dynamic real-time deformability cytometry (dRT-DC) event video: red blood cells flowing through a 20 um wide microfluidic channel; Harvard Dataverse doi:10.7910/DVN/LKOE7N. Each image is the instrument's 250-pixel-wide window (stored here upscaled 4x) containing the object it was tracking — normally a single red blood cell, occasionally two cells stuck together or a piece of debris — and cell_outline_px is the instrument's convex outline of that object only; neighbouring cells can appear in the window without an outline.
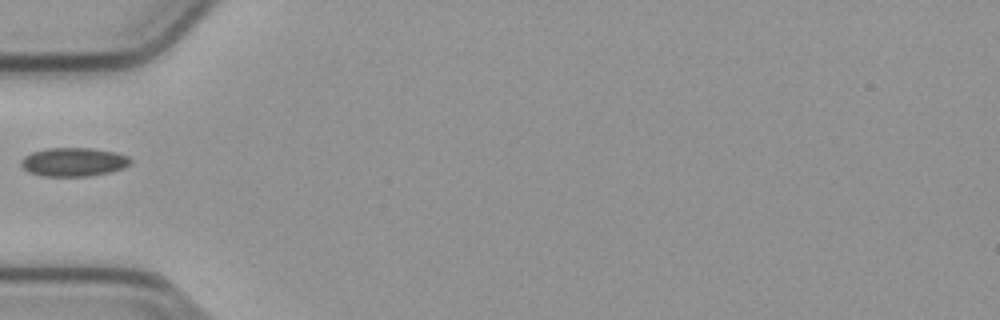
{"species": "common noctule bat (a hibernating species)", "species_latin": "Nyctalus noctula", "temperature_condition": "cold", "stored_images_in_passage": 37, "camera_frame_rate_fps": 3000, "um_per_image_px": 0.085, "animal": {"sex": "male", "body_mass_g": 23.1, "forearm_length_mm": 52.7}, "frame": {"image": 1, "passage_image": 1, "time_ms": 0.0, "image_size_px": [1000, 320], "cell_outline_px": [[132, 164], [124, 168], [108, 172], [88, 176], [44, 176], [28, 172], [20, 164], [20, 160], [24, 156], [32, 152], [48, 148], [92, 148], [116, 152], [128, 156], [132, 160]], "centroid_in_image_um": [6.27, 13.76], "position_along_channel_um": 78.7, "area_um2": 18.38}}
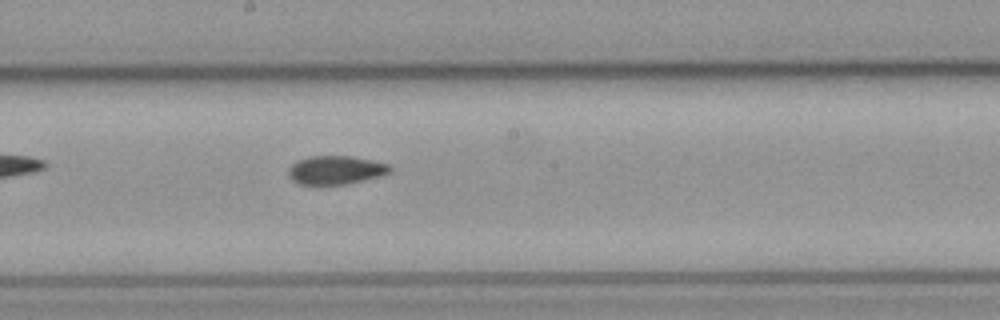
{"frame": {"image": 2, "passage_image": 12, "time_ms": 3.667, "image_size_px": [1000, 320], "cell_outline_px": [[392, 172], [380, 176], [364, 180], [344, 184], [300, 184], [292, 180], [288, 172], [288, 168], [296, 160], [308, 156], [352, 156], [372, 160], [388, 164], [392, 168]], "centroid_in_image_um": [28.54, 14.44], "position_along_channel_um": 219.7, "area_um2": 16.94}}
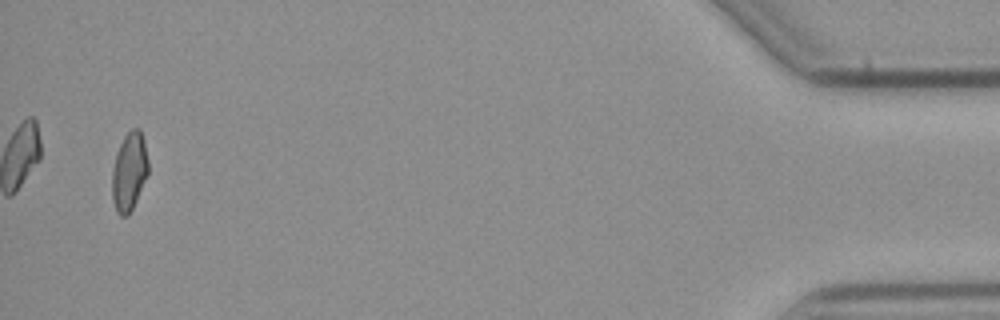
{"frame": {"image": 3, "passage_image": 35, "time_ms": 11.333, "image_size_px": [1000, 320], "cell_outline_px": [[148, 172], [136, 200], [128, 216], [120, 216], [116, 212], [112, 200], [112, 168], [116, 152], [124, 136], [132, 128], [140, 128], [144, 140], [148, 160]], "centroid_in_image_um": [10.96, 14.57], "position_along_channel_um": 424.2, "area_um2": 16.59}}